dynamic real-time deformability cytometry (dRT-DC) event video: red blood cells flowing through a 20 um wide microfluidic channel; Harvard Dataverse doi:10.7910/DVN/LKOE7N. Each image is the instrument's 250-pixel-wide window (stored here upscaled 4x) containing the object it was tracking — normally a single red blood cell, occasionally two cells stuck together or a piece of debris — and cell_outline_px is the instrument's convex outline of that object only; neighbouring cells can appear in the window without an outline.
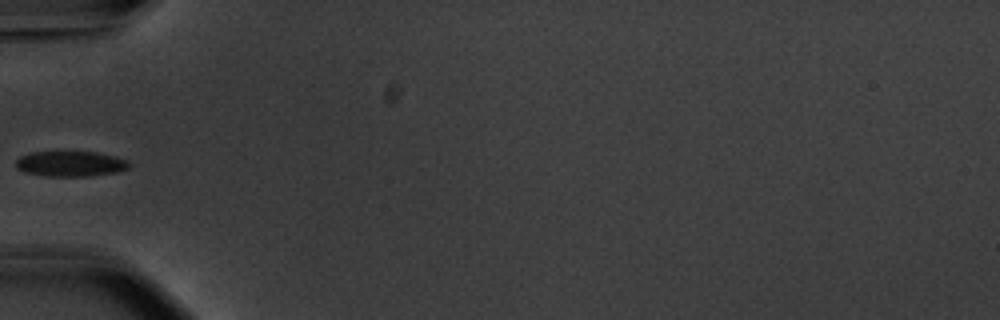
{"species": "common noctule bat (a hibernating species)", "species_latin": "Nyctalus noctula", "temperature_condition": "warm", "stored_images_in_passage": 36, "camera_frame_rate_fps": 3000, "um_per_image_px": 0.085, "animal": {"sex": "male", "body_mass_g": 20.1, "forearm_length_mm": 53.5}, "frame": {"image": 1, "passage_image": 1, "time_ms": 0.0, "image_size_px": [1000, 320], "cell_outline_px": [[132, 164], [128, 168], [116, 172], [92, 176], [44, 176], [24, 172], [16, 168], [16, 160], [20, 156], [32, 152], [96, 152], [116, 156], [128, 160]], "centroid_in_image_um": [6.01, 13.92], "position_along_channel_um": 79.0, "area_um2": 16.88}}
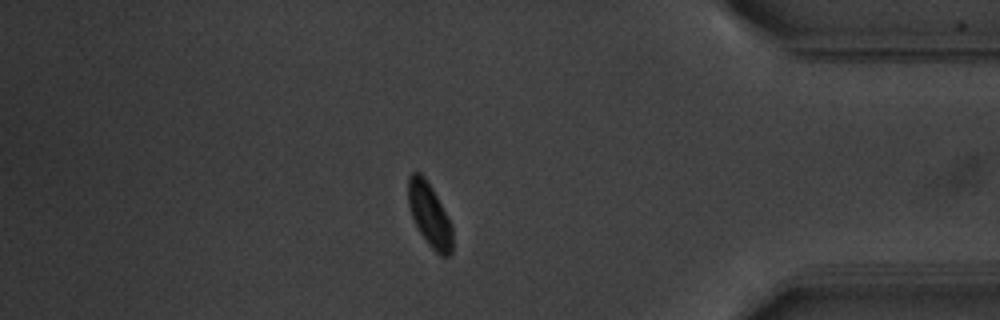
{"frame": {"image": 2, "passage_image": 29, "time_ms": 9.333, "image_size_px": [1000, 320], "cell_outline_px": [[452, 252], [448, 256], [440, 256], [428, 244], [420, 232], [412, 216], [408, 204], [408, 176], [412, 172], [420, 172], [424, 176], [432, 188], [452, 224]], "centroid_in_image_um": [36.51, 18.25], "position_along_channel_um": 398.7, "area_um2": 16.3}}
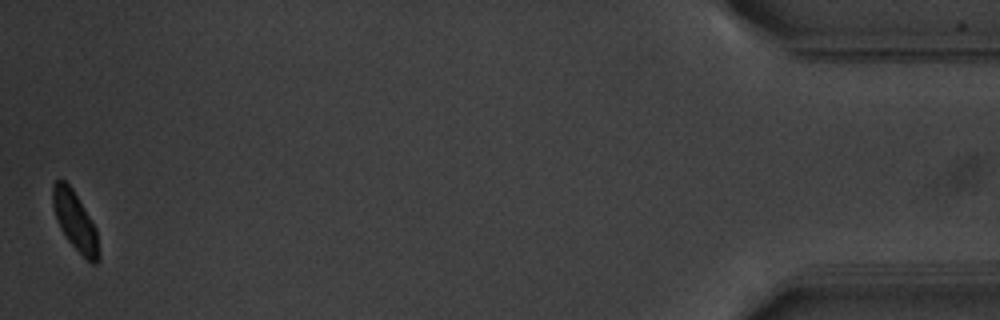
{"frame": {"image": 3, "passage_image": 36, "time_ms": 11.667, "image_size_px": [1000, 320], "cell_outline_px": [[100, 260], [96, 264], [92, 264], [68, 240], [60, 228], [52, 204], [52, 184], [56, 180], [64, 180], [72, 188], [96, 228], [100, 252]], "centroid_in_image_um": [6.4, 18.8], "position_along_channel_um": 428.8, "area_um2": 15.61}}